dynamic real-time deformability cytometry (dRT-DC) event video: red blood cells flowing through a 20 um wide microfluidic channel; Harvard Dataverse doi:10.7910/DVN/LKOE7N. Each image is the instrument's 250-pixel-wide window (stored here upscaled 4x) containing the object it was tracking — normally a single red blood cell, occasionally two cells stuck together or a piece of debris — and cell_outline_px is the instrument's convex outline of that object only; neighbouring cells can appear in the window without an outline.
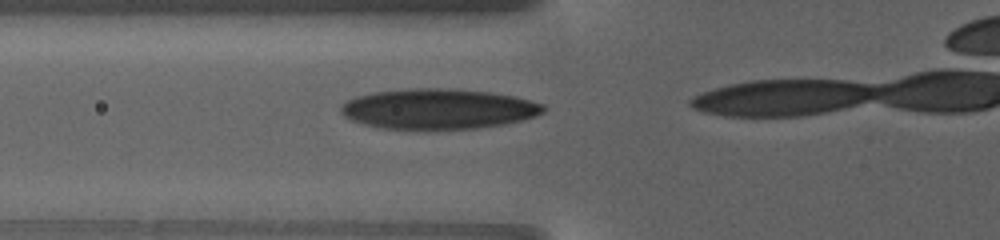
{"species": "human", "species_latin": "Homo sapiens", "temperature_condition": "warm", "stored_images_in_passage": 6, "camera_frame_rate_fps": 3000, "um_per_image_px": 0.085, "donor": {"sex": "female"}, "frame": {"image": 1, "passage_image": 2, "time_ms": 0.667, "image_size_px": [1000, 240], "cell_outline_px": [[548, 108], [544, 112], [536, 116], [504, 124], [476, 128], [380, 128], [364, 124], [352, 120], [344, 116], [340, 112], [340, 104], [356, 96], [376, 92], [416, 88], [448, 88], [492, 92], [512, 96], [544, 104]], "centroid_in_image_um": [37.26, 9.24], "position_along_channel_um": 88.5, "area_um2": 47.16}}
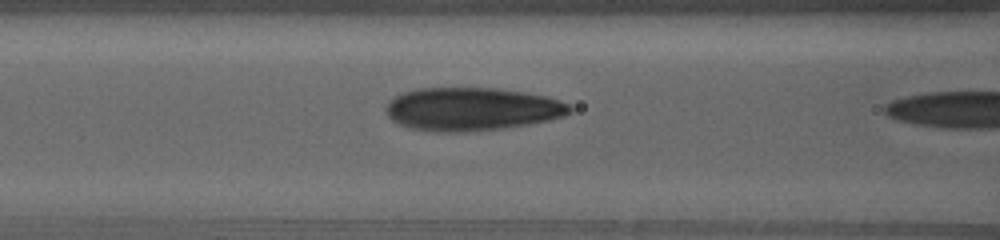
{"frame": {"image": 2, "passage_image": 5, "time_ms": 2.0, "image_size_px": [1000, 240], "cell_outline_px": [[572, 112], [564, 116], [548, 120], [528, 124], [500, 128], [464, 132], [436, 132], [408, 128], [392, 120], [388, 116], [388, 100], [404, 92], [416, 88], [496, 88], [524, 92], [548, 96], [560, 100], [568, 104], [572, 108]], "centroid_in_image_um": [40.12, 9.27], "position_along_channel_um": 126.5, "area_um2": 46.18}}